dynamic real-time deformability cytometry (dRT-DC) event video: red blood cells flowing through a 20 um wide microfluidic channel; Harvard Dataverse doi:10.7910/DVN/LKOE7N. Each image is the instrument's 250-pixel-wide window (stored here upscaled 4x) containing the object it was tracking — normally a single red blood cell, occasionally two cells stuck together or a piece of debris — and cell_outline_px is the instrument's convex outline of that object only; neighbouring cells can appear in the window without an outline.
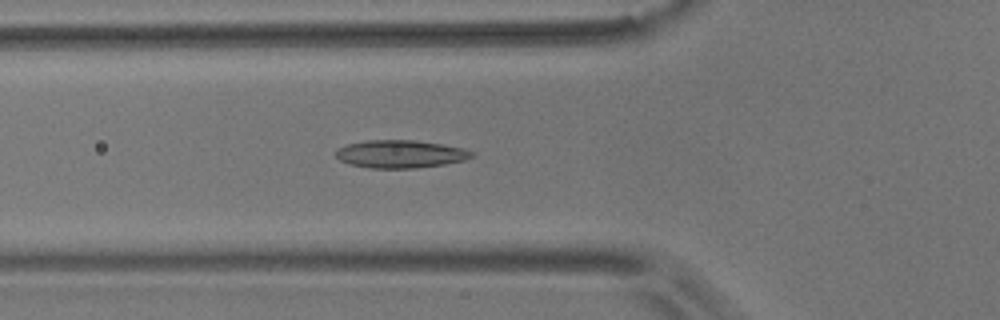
{"species": "common noctule bat (a hibernating species)", "species_latin": "Nyctalus noctula", "temperature_condition": "room temperature", "stored_images_in_passage": 51, "camera_frame_rate_fps": 3000, "um_per_image_px": 0.085, "animal": {"sex": "male", "body_mass_g": 17.9}, "frame": {"image": 1, "passage_image": 16, "time_ms": 5.0, "image_size_px": [1000, 320], "cell_outline_px": [[476, 156], [464, 160], [444, 164], [416, 168], [368, 168], [348, 164], [340, 160], [336, 156], [336, 148], [348, 144], [368, 140], [416, 140], [444, 144], [464, 148], [476, 152]], "centroid_in_image_um": [34.07, 13.09], "position_along_channel_um": 91.7, "area_um2": 22.31}}
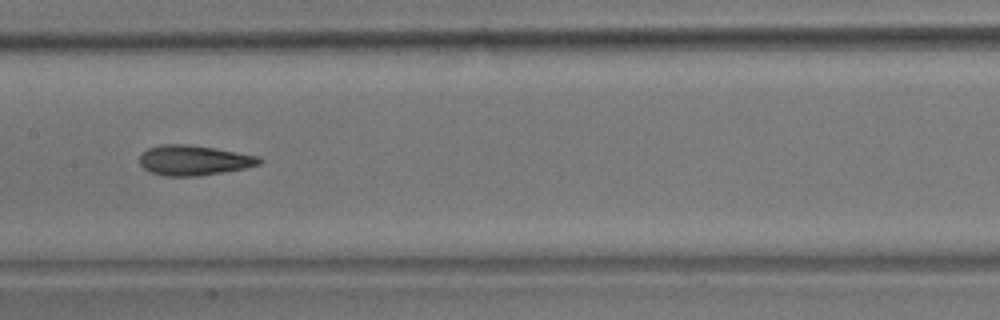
{"frame": {"image": 2, "passage_image": 24, "time_ms": 7.667, "image_size_px": [1000, 320], "cell_outline_px": [[264, 160], [260, 164], [244, 168], [196, 176], [164, 176], [152, 172], [144, 168], [140, 164], [140, 156], [148, 148], [160, 144], [188, 144], [216, 148], [260, 156]], "centroid_in_image_um": [16.5, 13.61], "position_along_channel_um": 190.9, "area_um2": 20.92}}
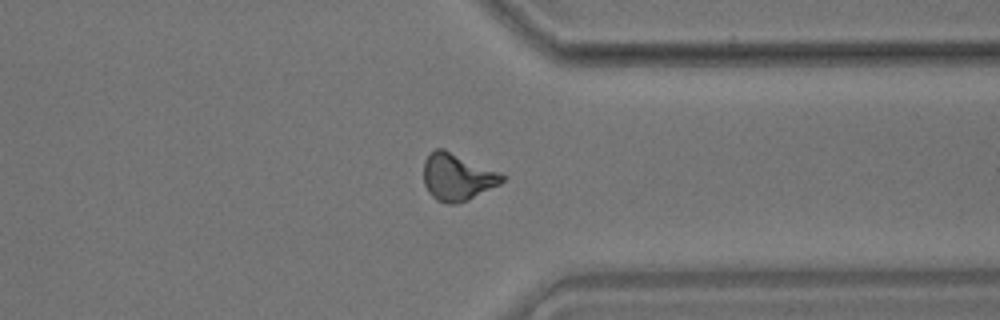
{"frame": {"image": 3, "passage_image": 39, "time_ms": 12.667, "image_size_px": [1000, 320], "cell_outline_px": [[504, 180], [500, 184], [468, 200], [456, 204], [448, 204], [436, 200], [428, 192], [424, 184], [424, 160], [436, 148], [444, 148], [496, 172], [504, 176]], "centroid_in_image_um": [38.82, 15.07], "position_along_channel_um": 372.6, "area_um2": 21.15}, "authors_computed_cell_mechanics": {"area_um2": 20.6346, "velocity_mm_per_s": 3.6898, "shape_relaxation_time_tau1_ms": null, "shape_relaxation_time_tau2_ms": 2.4693, "deformation_change_tau1": null, "deformation_change_tau2": 0.1029}}